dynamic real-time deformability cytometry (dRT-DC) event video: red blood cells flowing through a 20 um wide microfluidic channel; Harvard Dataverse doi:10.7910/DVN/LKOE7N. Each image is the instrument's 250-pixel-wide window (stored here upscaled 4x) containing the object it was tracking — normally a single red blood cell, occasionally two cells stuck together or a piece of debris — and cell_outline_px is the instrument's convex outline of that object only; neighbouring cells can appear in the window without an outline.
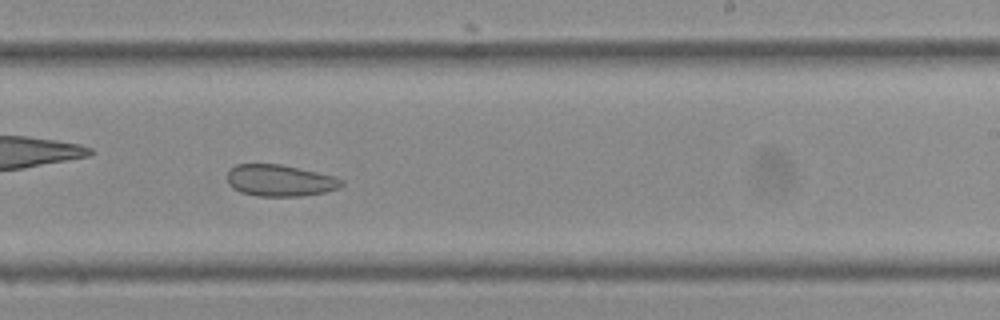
{"species": "Egyptian fruit bat (a non-hibernating species)", "species_latin": "Rousettus aegyptiacus", "temperature_condition": "cold", "stored_images_in_passage": 37, "camera_frame_rate_fps": 3000, "um_per_image_px": 0.085, "frame": {"image": 1, "passage_image": 22, "time_ms": 7.0, "image_size_px": [1000, 320], "cell_outline_px": [[344, 184], [340, 188], [324, 192], [304, 196], [256, 196], [240, 192], [232, 188], [228, 184], [228, 172], [236, 164], [280, 164], [336, 176], [344, 180]], "centroid_in_image_um": [23.82, 15.35], "position_along_channel_um": 265.2, "area_um2": 21.21}}
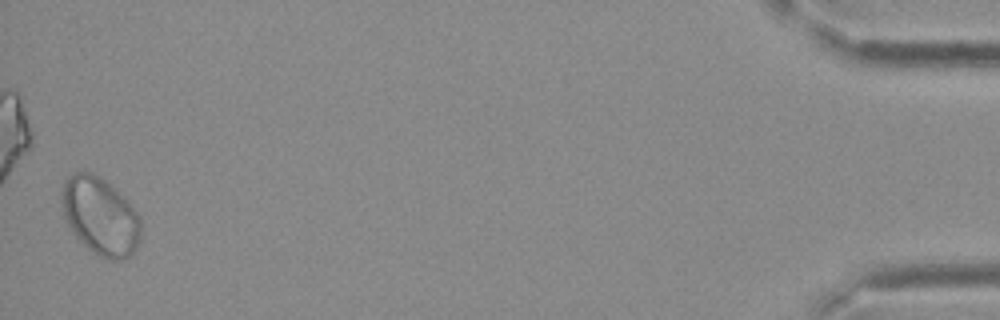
{"frame": {"image": 2, "passage_image": 37, "time_ms": 12.0, "image_size_px": [1000, 320], "cell_outline_px": [[140, 240], [136, 248], [128, 256], [120, 260], [112, 260], [100, 256], [92, 252], [76, 240], [64, 220], [60, 200], [60, 196], [64, 184], [68, 176], [76, 172], [92, 172], [100, 176], [124, 196], [128, 200], [140, 216]], "centroid_in_image_um": [8.49, 18.37], "position_along_channel_um": 426.7, "area_um2": 36.36}}